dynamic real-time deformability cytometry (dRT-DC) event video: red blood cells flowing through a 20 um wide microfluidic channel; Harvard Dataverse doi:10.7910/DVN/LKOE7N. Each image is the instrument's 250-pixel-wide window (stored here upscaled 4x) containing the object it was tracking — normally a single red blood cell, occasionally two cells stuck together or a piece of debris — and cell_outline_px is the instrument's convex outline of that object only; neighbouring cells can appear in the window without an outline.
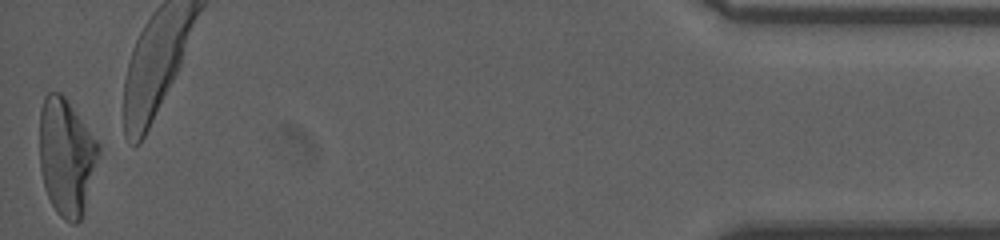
{"species": "human", "species_latin": "Homo sapiens", "temperature_condition": "room temperature", "stored_images_in_passage": 42, "camera_frame_rate_fps": 3000, "um_per_image_px": 0.085, "donor": {"sex": "male"}, "frame": {"image": 1, "passage_image": 42, "time_ms": 15.333, "image_size_px": [1000, 240], "cell_outline_px": [[100, 152], [84, 212], [80, 220], [76, 224], [72, 224], [64, 220], [56, 212], [44, 188], [40, 168], [40, 108], [44, 96], [48, 92], [60, 92], [64, 96], [100, 144]], "centroid_in_image_um": [5.64, 13.34], "position_along_channel_um": 429.6, "area_um2": 40.4}, "authors_computed_cell_mechanics": {"area_um2": 39.1306, "velocity_mm_per_s": 3.6349, "shape_relaxation_time_tau1_ms": 7.8538, "shape_relaxation_time_tau2_ms": 4.2746, "deformation_change_tau1": 0.2233, "deformation_change_tau2": 0.0935}}